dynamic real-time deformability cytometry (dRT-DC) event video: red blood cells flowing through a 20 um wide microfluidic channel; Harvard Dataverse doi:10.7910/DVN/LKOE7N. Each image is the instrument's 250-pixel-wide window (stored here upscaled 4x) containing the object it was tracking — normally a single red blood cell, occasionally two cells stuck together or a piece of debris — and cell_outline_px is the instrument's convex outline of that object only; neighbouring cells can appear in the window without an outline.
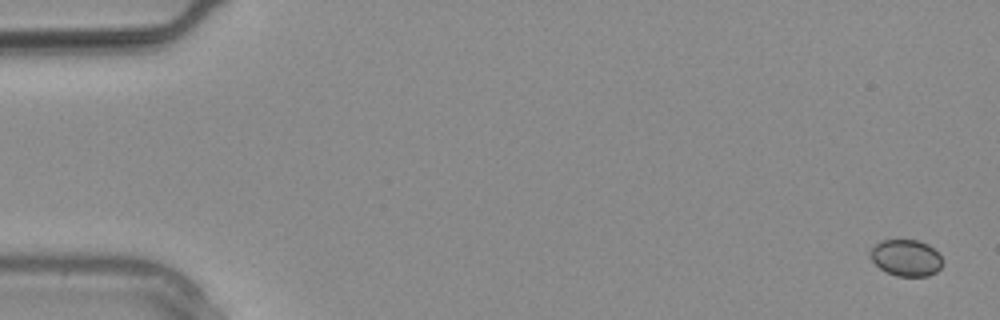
{"species": "common noctule bat (a hibernating species)", "species_latin": "Nyctalus noctula", "temperature_condition": "warm", "stored_images_in_passage": 30, "camera_frame_rate_fps": 3000, "um_per_image_px": 0.085, "animal": {"sex": "male", "body_mass_g": 20.4}, "frame": {"image": 1, "passage_image": 2, "time_ms": 0.333, "image_size_px": [1000, 320], "cell_outline_px": [[940, 268], [936, 272], [928, 276], [896, 276], [880, 268], [872, 260], [868, 252], [880, 240], [916, 240], [928, 244], [940, 256]], "centroid_in_image_um": [76.98, 21.91], "position_along_channel_um": 8.0, "area_um2": 15.14}}
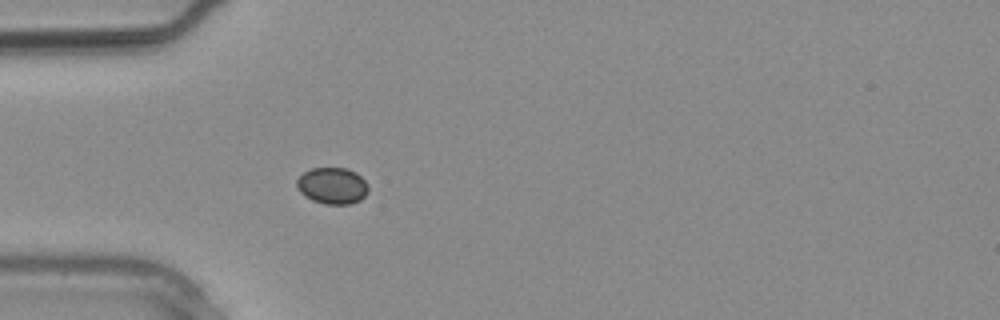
{"frame": {"image": 2, "passage_image": 10, "time_ms": 3.0, "image_size_px": [1000, 320], "cell_outline_px": [[368, 192], [360, 200], [348, 204], [324, 204], [312, 200], [304, 196], [300, 192], [296, 184], [296, 180], [304, 172], [312, 168], [348, 168], [356, 172], [368, 184]], "centroid_in_image_um": [28.25, 15.78], "position_along_channel_um": 56.8, "area_um2": 15.26}}